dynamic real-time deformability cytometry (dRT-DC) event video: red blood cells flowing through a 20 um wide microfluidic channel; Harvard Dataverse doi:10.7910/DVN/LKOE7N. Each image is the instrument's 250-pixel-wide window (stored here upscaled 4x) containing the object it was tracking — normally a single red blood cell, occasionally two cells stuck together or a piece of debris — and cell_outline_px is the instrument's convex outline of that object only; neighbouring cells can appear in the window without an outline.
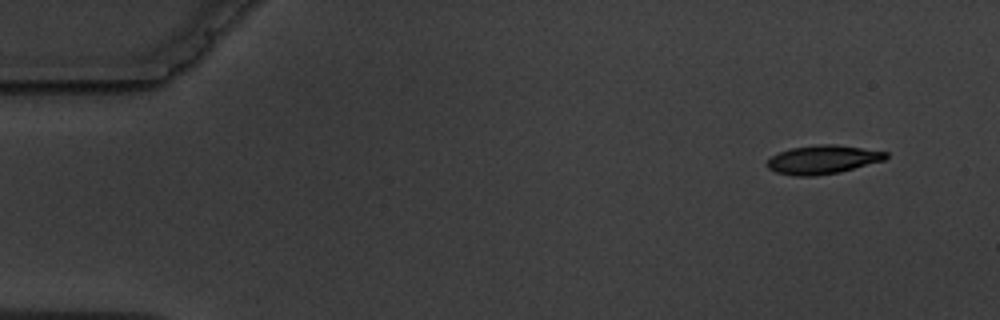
{"species": "common noctule bat (a hibernating species)", "species_latin": "Nyctalus noctula", "temperature_condition": "warm", "stored_images_in_passage": 5, "camera_frame_rate_fps": 3000, "um_per_image_px": 0.085, "animal": {"sex": "male", "body_mass_g": 19.5, "forearm_length_mm": 54.6}, "frame": {"image": 1, "passage_image": 1, "time_ms": 0.0, "image_size_px": [1000, 320], "cell_outline_px": [[888, 156], [884, 160], [840, 172], [816, 176], [796, 176], [776, 172], [768, 168], [764, 164], [772, 156], [780, 152], [792, 148], [820, 144], [836, 144], [888, 152]], "centroid_in_image_um": [69.93, 13.57], "position_along_channel_um": 15.1, "area_um2": 19.77}}